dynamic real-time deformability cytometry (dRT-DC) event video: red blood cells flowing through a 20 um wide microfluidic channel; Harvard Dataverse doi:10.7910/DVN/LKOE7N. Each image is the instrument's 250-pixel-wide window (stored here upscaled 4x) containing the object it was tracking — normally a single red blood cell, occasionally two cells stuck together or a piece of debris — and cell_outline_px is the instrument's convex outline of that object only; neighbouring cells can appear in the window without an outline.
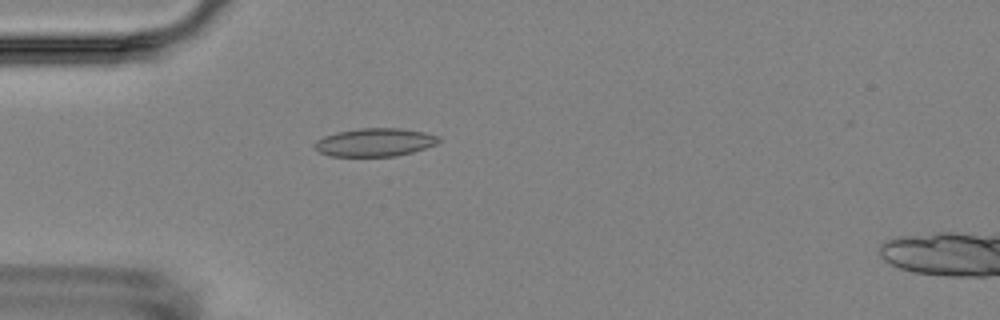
{"species": "Egyptian fruit bat (a non-hibernating species)", "species_latin": "Rousettus aegyptiacus", "temperature_condition": "room temperature", "stored_images_in_passage": 4, "camera_frame_rate_fps": 3000, "um_per_image_px": 0.085, "animal": {"sex": "female"}, "frame": {"image": 1, "passage_image": 4, "time_ms": 3.667, "image_size_px": [1000, 320], "cell_outline_px": [[440, 140], [436, 144], [412, 152], [396, 156], [332, 156], [320, 152], [312, 148], [312, 144], [316, 140], [324, 136], [336, 132], [360, 128], [400, 128], [424, 132], [440, 136]], "centroid_in_image_um": [31.83, 12.09], "position_along_channel_um": 53.2, "area_um2": 20.46}}